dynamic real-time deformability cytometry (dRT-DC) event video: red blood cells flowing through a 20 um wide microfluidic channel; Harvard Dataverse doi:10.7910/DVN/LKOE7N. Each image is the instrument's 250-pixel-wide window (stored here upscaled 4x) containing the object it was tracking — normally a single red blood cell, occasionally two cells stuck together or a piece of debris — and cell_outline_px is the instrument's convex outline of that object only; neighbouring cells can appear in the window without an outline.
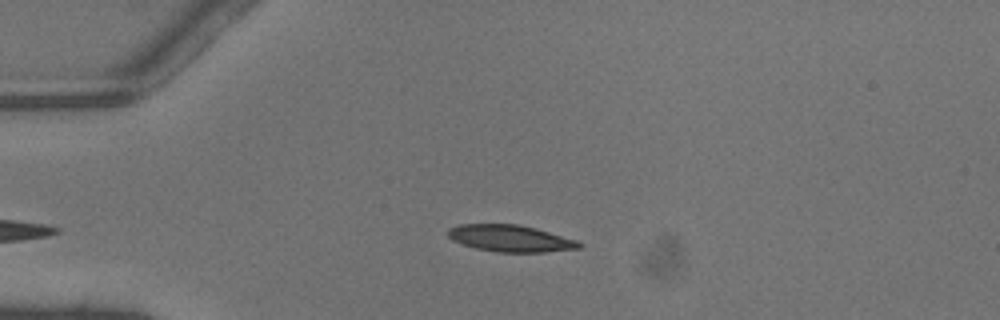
{"species": "common noctule bat (a hibernating species)", "species_latin": "Nyctalus noctula", "temperature_condition": "warm", "stored_images_in_passage": 40, "camera_frame_rate_fps": 3000, "um_per_image_px": 0.085, "animal": {"sex": "male", "body_mass_g": 13.3}, "frame": {"image": 1, "passage_image": 5, "time_ms": 1.333, "image_size_px": [1000, 320], "cell_outline_px": [[584, 244], [580, 248], [544, 252], [500, 252], [476, 248], [452, 240], [448, 236], [448, 228], [460, 224], [520, 224], [536, 228], [576, 240]], "centroid_in_image_um": [43.39, 20.25], "position_along_channel_um": 41.6, "area_um2": 20.35}}
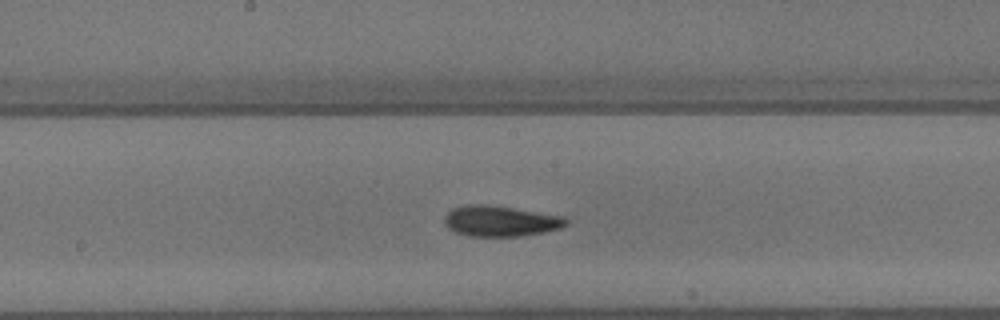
{"frame": {"image": 2, "passage_image": 18, "time_ms": 5.667, "image_size_px": [1000, 320], "cell_outline_px": [[568, 224], [560, 228], [544, 232], [520, 236], [468, 236], [456, 232], [448, 228], [444, 224], [444, 216], [452, 208], [464, 204], [488, 204], [564, 216], [568, 220]], "centroid_in_image_um": [42.51, 18.78], "position_along_channel_um": 205.7, "area_um2": 21.91}}
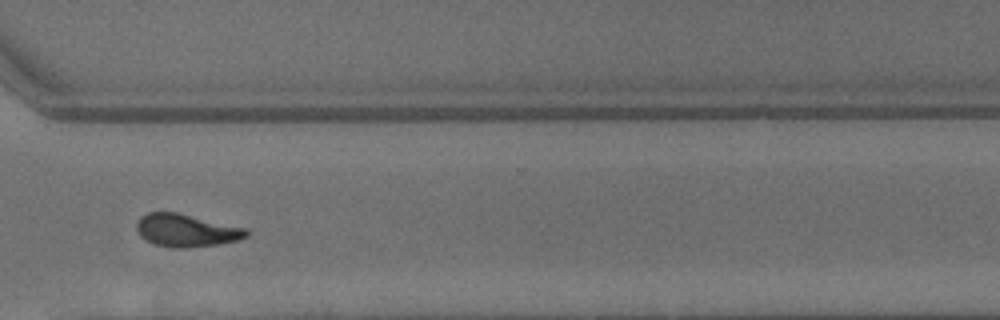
{"frame": {"image": 3, "passage_image": 28, "time_ms": 9.0, "image_size_px": [1000, 320], "cell_outline_px": [[248, 236], [236, 240], [216, 244], [184, 248], [180, 248], [156, 244], [140, 236], [136, 228], [136, 224], [140, 216], [148, 212], [176, 212], [248, 228]], "centroid_in_image_um": [15.83, 19.56], "position_along_channel_um": 354.8, "area_um2": 20.69}, "authors_computed_cell_mechanics": {"area_um2": 20.6924, "velocity_mm_per_s": 4.4857, "shape_relaxation_time_tau1_ms": 4.2999, "shape_relaxation_time_tau2_ms": 2.9675, "deformation_change_tau1": 0.15, "deformation_change_tau2": 0.0987}}